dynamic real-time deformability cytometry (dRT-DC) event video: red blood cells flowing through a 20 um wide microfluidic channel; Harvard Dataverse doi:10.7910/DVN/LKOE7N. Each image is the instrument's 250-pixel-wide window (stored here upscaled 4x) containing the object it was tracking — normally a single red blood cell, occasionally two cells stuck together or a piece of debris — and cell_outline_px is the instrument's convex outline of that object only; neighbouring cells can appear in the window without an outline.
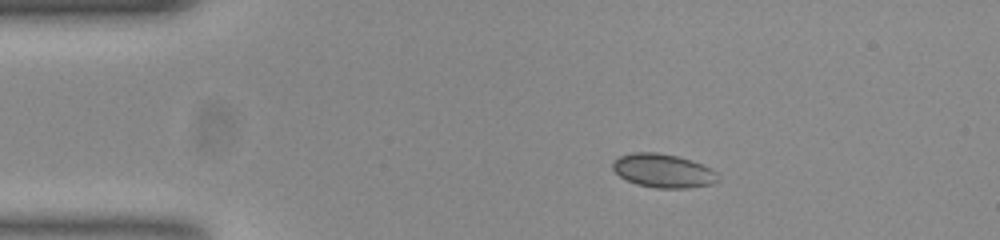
{"species": "common noctule bat (a hibernating species)", "species_latin": "Nyctalus noctula", "temperature_condition": "room temperature", "stored_images_in_passage": 46, "camera_frame_rate_fps": 3000, "um_per_image_px": 0.085, "animal": {"sex": "female", "body_mass_g": 23.0, "forearm_length_mm": 53.4}, "frame": {"image": 1, "passage_image": 1, "time_ms": 0.0, "image_size_px": [1000, 240], "cell_outline_px": [[712, 172], [708, 184], [684, 188], [656, 188], [636, 184], [620, 176], [612, 168], [612, 164], [620, 156], [636, 152], [656, 152], [676, 156], [700, 164], [708, 168]], "centroid_in_image_um": [56.2, 14.5], "position_along_channel_um": 28.8, "area_um2": 19.54}}
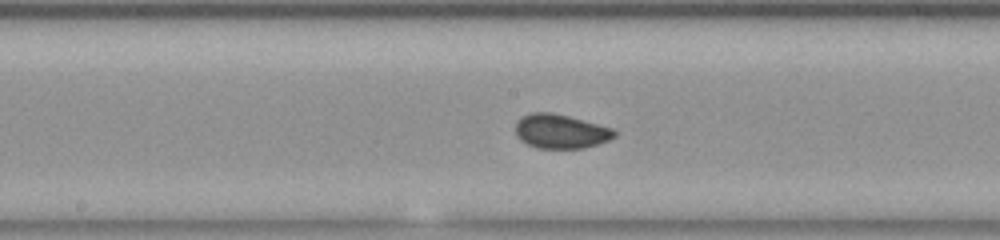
{"frame": {"image": 2, "passage_image": 19, "time_ms": 6.0, "image_size_px": [1000, 240], "cell_outline_px": [[616, 136], [608, 140], [584, 148], [536, 148], [528, 144], [516, 132], [516, 124], [524, 116], [532, 112], [552, 112], [568, 116], [612, 128], [616, 132]], "centroid_in_image_um": [47.69, 11.16], "position_along_channel_um": 200.5, "area_um2": 19.25}}
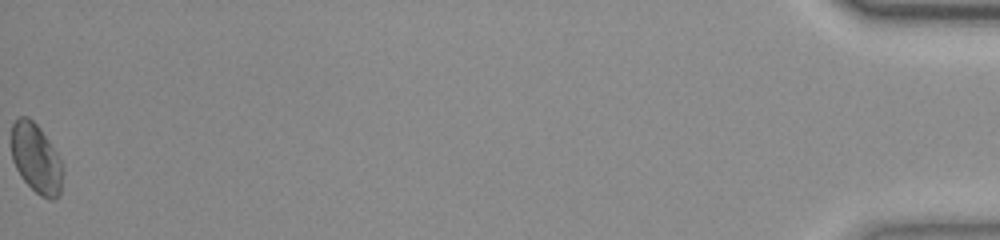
{"frame": {"image": 3, "passage_image": 46, "time_ms": 15.0, "image_size_px": [1000, 240], "cell_outline_px": [[60, 192], [52, 200], [48, 200], [40, 196], [24, 180], [16, 168], [12, 160], [12, 124], [20, 116], [28, 116], [40, 128], [60, 160]], "centroid_in_image_um": [3.02, 13.45], "position_along_channel_um": 432.2, "area_um2": 20.06}, "authors_computed_cell_mechanics": {"area_um2": 19.2474, "velocity_mm_per_s": 3.7534, "shape_relaxation_time_tau1_ms": 5.7588, "shape_relaxation_time_tau2_ms": null, "deformation_change_tau1": 0.077, "deformation_change_tau2": null}}